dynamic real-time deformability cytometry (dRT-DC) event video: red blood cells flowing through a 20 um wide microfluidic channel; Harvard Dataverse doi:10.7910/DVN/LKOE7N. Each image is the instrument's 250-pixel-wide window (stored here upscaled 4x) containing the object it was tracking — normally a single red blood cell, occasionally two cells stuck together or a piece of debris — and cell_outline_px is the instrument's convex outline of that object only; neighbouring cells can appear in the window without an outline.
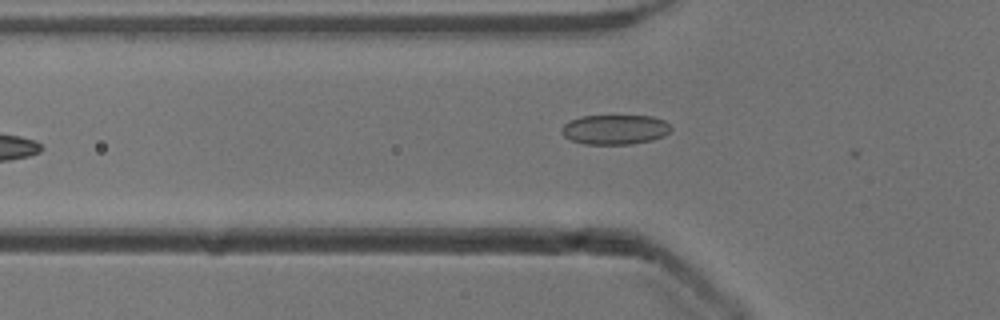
{"species": "common noctule bat (a hibernating species)", "species_latin": "Nyctalus noctula", "temperature_condition": "cold", "stored_images_in_passage": 6, "camera_frame_rate_fps": 3000, "um_per_image_px": 0.085, "animal": {"sex": "male", "body_mass_g": 13.3}, "frame": {"image": 1, "passage_image": 4, "time_ms": 1.0, "image_size_px": [1000, 320], "cell_outline_px": [[672, 128], [664, 136], [652, 140], [632, 144], [584, 144], [572, 140], [564, 136], [560, 132], [560, 128], [568, 120], [580, 116], [652, 116], [664, 120]], "centroid_in_image_um": [52.24, 11.01], "position_along_channel_um": 73.6, "area_um2": 19.07}}